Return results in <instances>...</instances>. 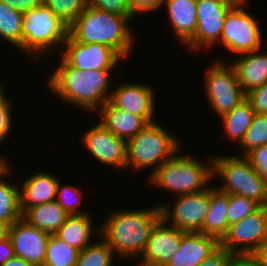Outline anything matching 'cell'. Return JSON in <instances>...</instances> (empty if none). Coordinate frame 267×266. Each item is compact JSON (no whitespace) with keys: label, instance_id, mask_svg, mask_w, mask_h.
<instances>
[{"label":"cell","instance_id":"1","mask_svg":"<svg viewBox=\"0 0 267 266\" xmlns=\"http://www.w3.org/2000/svg\"><path fill=\"white\" fill-rule=\"evenodd\" d=\"M55 69L49 76L47 87L70 106H77L89 113L98 112L109 101L112 92L111 71L79 70L62 57Z\"/></svg>","mask_w":267,"mask_h":266},{"label":"cell","instance_id":"2","mask_svg":"<svg viewBox=\"0 0 267 266\" xmlns=\"http://www.w3.org/2000/svg\"><path fill=\"white\" fill-rule=\"evenodd\" d=\"M100 226V235L119 259H137L144 252L150 232L161 218L159 206L111 212ZM103 236V237H102Z\"/></svg>","mask_w":267,"mask_h":266},{"label":"cell","instance_id":"3","mask_svg":"<svg viewBox=\"0 0 267 266\" xmlns=\"http://www.w3.org/2000/svg\"><path fill=\"white\" fill-rule=\"evenodd\" d=\"M128 22H131L128 17L87 6L69 26V34L80 43L107 45L125 60L132 52L135 38Z\"/></svg>","mask_w":267,"mask_h":266},{"label":"cell","instance_id":"4","mask_svg":"<svg viewBox=\"0 0 267 266\" xmlns=\"http://www.w3.org/2000/svg\"><path fill=\"white\" fill-rule=\"evenodd\" d=\"M213 158L208 163L178 151L171 159L165 161L151 172L148 181L174 195L198 193L207 189L213 178ZM206 163V164H204ZM208 183V184H207Z\"/></svg>","mask_w":267,"mask_h":266},{"label":"cell","instance_id":"5","mask_svg":"<svg viewBox=\"0 0 267 266\" xmlns=\"http://www.w3.org/2000/svg\"><path fill=\"white\" fill-rule=\"evenodd\" d=\"M68 35L69 26L45 4L23 13L22 53L38 57L37 61L54 47L61 52Z\"/></svg>","mask_w":267,"mask_h":266},{"label":"cell","instance_id":"6","mask_svg":"<svg viewBox=\"0 0 267 266\" xmlns=\"http://www.w3.org/2000/svg\"><path fill=\"white\" fill-rule=\"evenodd\" d=\"M173 134L158 122L150 123L127 141V164L134 171L152 168V172L179 150L180 144Z\"/></svg>","mask_w":267,"mask_h":266},{"label":"cell","instance_id":"7","mask_svg":"<svg viewBox=\"0 0 267 266\" xmlns=\"http://www.w3.org/2000/svg\"><path fill=\"white\" fill-rule=\"evenodd\" d=\"M212 158L213 178L218 175L224 182L217 187L219 190L244 196L254 200L260 206H267V183L245 156L216 155Z\"/></svg>","mask_w":267,"mask_h":266},{"label":"cell","instance_id":"8","mask_svg":"<svg viewBox=\"0 0 267 266\" xmlns=\"http://www.w3.org/2000/svg\"><path fill=\"white\" fill-rule=\"evenodd\" d=\"M246 3L247 0L237 2L227 12L223 24L220 44L235 55L260 49L264 41L258 21L245 10Z\"/></svg>","mask_w":267,"mask_h":266},{"label":"cell","instance_id":"9","mask_svg":"<svg viewBox=\"0 0 267 266\" xmlns=\"http://www.w3.org/2000/svg\"><path fill=\"white\" fill-rule=\"evenodd\" d=\"M216 60L206 71L204 88L211 110L221 117L246 99L231 64Z\"/></svg>","mask_w":267,"mask_h":266},{"label":"cell","instance_id":"10","mask_svg":"<svg viewBox=\"0 0 267 266\" xmlns=\"http://www.w3.org/2000/svg\"><path fill=\"white\" fill-rule=\"evenodd\" d=\"M173 207L163 203L161 218L183 232H200L210 207V185L198 193L176 196ZM173 208V209H172Z\"/></svg>","mask_w":267,"mask_h":266},{"label":"cell","instance_id":"11","mask_svg":"<svg viewBox=\"0 0 267 266\" xmlns=\"http://www.w3.org/2000/svg\"><path fill=\"white\" fill-rule=\"evenodd\" d=\"M267 240V206L229 226L220 246L231 254H253ZM240 247V248H239Z\"/></svg>","mask_w":267,"mask_h":266},{"label":"cell","instance_id":"12","mask_svg":"<svg viewBox=\"0 0 267 266\" xmlns=\"http://www.w3.org/2000/svg\"><path fill=\"white\" fill-rule=\"evenodd\" d=\"M236 3L235 0H196L197 28L186 47L196 52L220 42L226 14Z\"/></svg>","mask_w":267,"mask_h":266},{"label":"cell","instance_id":"13","mask_svg":"<svg viewBox=\"0 0 267 266\" xmlns=\"http://www.w3.org/2000/svg\"><path fill=\"white\" fill-rule=\"evenodd\" d=\"M61 57L72 67L79 70L113 71L124 59L111 47L100 43H80L70 34L63 43Z\"/></svg>","mask_w":267,"mask_h":266},{"label":"cell","instance_id":"14","mask_svg":"<svg viewBox=\"0 0 267 266\" xmlns=\"http://www.w3.org/2000/svg\"><path fill=\"white\" fill-rule=\"evenodd\" d=\"M95 124L85 131L82 145L101 164L126 169L127 141L116 137L100 122Z\"/></svg>","mask_w":267,"mask_h":266},{"label":"cell","instance_id":"15","mask_svg":"<svg viewBox=\"0 0 267 266\" xmlns=\"http://www.w3.org/2000/svg\"><path fill=\"white\" fill-rule=\"evenodd\" d=\"M8 237L15 256L32 266H43L50 234L39 230L21 218L8 228Z\"/></svg>","mask_w":267,"mask_h":266},{"label":"cell","instance_id":"16","mask_svg":"<svg viewBox=\"0 0 267 266\" xmlns=\"http://www.w3.org/2000/svg\"><path fill=\"white\" fill-rule=\"evenodd\" d=\"M113 89L109 102L116 108L143 117L149 124L156 122L155 91L147 84L126 82Z\"/></svg>","mask_w":267,"mask_h":266},{"label":"cell","instance_id":"17","mask_svg":"<svg viewBox=\"0 0 267 266\" xmlns=\"http://www.w3.org/2000/svg\"><path fill=\"white\" fill-rule=\"evenodd\" d=\"M182 231L160 218L153 226L146 248L140 256V266H166L177 252Z\"/></svg>","mask_w":267,"mask_h":266},{"label":"cell","instance_id":"18","mask_svg":"<svg viewBox=\"0 0 267 266\" xmlns=\"http://www.w3.org/2000/svg\"><path fill=\"white\" fill-rule=\"evenodd\" d=\"M220 247V240L200 232H183L177 252L166 266H198Z\"/></svg>","mask_w":267,"mask_h":266},{"label":"cell","instance_id":"19","mask_svg":"<svg viewBox=\"0 0 267 266\" xmlns=\"http://www.w3.org/2000/svg\"><path fill=\"white\" fill-rule=\"evenodd\" d=\"M42 170L25 178L20 190V208L24 214L29 208L56 200L59 178Z\"/></svg>","mask_w":267,"mask_h":266},{"label":"cell","instance_id":"20","mask_svg":"<svg viewBox=\"0 0 267 266\" xmlns=\"http://www.w3.org/2000/svg\"><path fill=\"white\" fill-rule=\"evenodd\" d=\"M259 50L241 54L232 63L230 61L245 94L262 86L267 81V52H259Z\"/></svg>","mask_w":267,"mask_h":266},{"label":"cell","instance_id":"21","mask_svg":"<svg viewBox=\"0 0 267 266\" xmlns=\"http://www.w3.org/2000/svg\"><path fill=\"white\" fill-rule=\"evenodd\" d=\"M175 37L184 45L195 35L197 28L196 0H163Z\"/></svg>","mask_w":267,"mask_h":266},{"label":"cell","instance_id":"22","mask_svg":"<svg viewBox=\"0 0 267 266\" xmlns=\"http://www.w3.org/2000/svg\"><path fill=\"white\" fill-rule=\"evenodd\" d=\"M100 123L116 137L125 141L133 138L149 123L141 116L131 114L114 107L109 101L98 110Z\"/></svg>","mask_w":267,"mask_h":266},{"label":"cell","instance_id":"23","mask_svg":"<svg viewBox=\"0 0 267 266\" xmlns=\"http://www.w3.org/2000/svg\"><path fill=\"white\" fill-rule=\"evenodd\" d=\"M91 217L89 213L69 215L55 235L66 244L82 251L93 243L91 238L94 232L100 235V227L97 230L93 227Z\"/></svg>","mask_w":267,"mask_h":266},{"label":"cell","instance_id":"24","mask_svg":"<svg viewBox=\"0 0 267 266\" xmlns=\"http://www.w3.org/2000/svg\"><path fill=\"white\" fill-rule=\"evenodd\" d=\"M229 194L219 190L216 186L210 187V207L200 233L211 235L219 240L227 233Z\"/></svg>","mask_w":267,"mask_h":266},{"label":"cell","instance_id":"25","mask_svg":"<svg viewBox=\"0 0 267 266\" xmlns=\"http://www.w3.org/2000/svg\"><path fill=\"white\" fill-rule=\"evenodd\" d=\"M68 216L69 214L55 200L29 208L23 214V219L51 235L58 231Z\"/></svg>","mask_w":267,"mask_h":266},{"label":"cell","instance_id":"26","mask_svg":"<svg viewBox=\"0 0 267 266\" xmlns=\"http://www.w3.org/2000/svg\"><path fill=\"white\" fill-rule=\"evenodd\" d=\"M10 164L0 170V221L8 227L23 218L20 208V190L14 184L8 182L6 175L11 173Z\"/></svg>","mask_w":267,"mask_h":266},{"label":"cell","instance_id":"27","mask_svg":"<svg viewBox=\"0 0 267 266\" xmlns=\"http://www.w3.org/2000/svg\"><path fill=\"white\" fill-rule=\"evenodd\" d=\"M253 115L254 111L247 99L235 106L230 112L222 115L220 120L223 122L227 137L236 141L239 145L251 125Z\"/></svg>","mask_w":267,"mask_h":266},{"label":"cell","instance_id":"28","mask_svg":"<svg viewBox=\"0 0 267 266\" xmlns=\"http://www.w3.org/2000/svg\"><path fill=\"white\" fill-rule=\"evenodd\" d=\"M23 13L0 1V37L22 52Z\"/></svg>","mask_w":267,"mask_h":266},{"label":"cell","instance_id":"29","mask_svg":"<svg viewBox=\"0 0 267 266\" xmlns=\"http://www.w3.org/2000/svg\"><path fill=\"white\" fill-rule=\"evenodd\" d=\"M78 254L79 250L66 244L55 234H51L43 266H76Z\"/></svg>","mask_w":267,"mask_h":266},{"label":"cell","instance_id":"30","mask_svg":"<svg viewBox=\"0 0 267 266\" xmlns=\"http://www.w3.org/2000/svg\"><path fill=\"white\" fill-rule=\"evenodd\" d=\"M115 253L101 238L79 251L76 266H113Z\"/></svg>","mask_w":267,"mask_h":266},{"label":"cell","instance_id":"31","mask_svg":"<svg viewBox=\"0 0 267 266\" xmlns=\"http://www.w3.org/2000/svg\"><path fill=\"white\" fill-rule=\"evenodd\" d=\"M267 144V114L254 113L251 125L245 132L239 148L245 156L250 150Z\"/></svg>","mask_w":267,"mask_h":266},{"label":"cell","instance_id":"32","mask_svg":"<svg viewBox=\"0 0 267 266\" xmlns=\"http://www.w3.org/2000/svg\"><path fill=\"white\" fill-rule=\"evenodd\" d=\"M44 4L70 26L86 9V0H44Z\"/></svg>","mask_w":267,"mask_h":266},{"label":"cell","instance_id":"33","mask_svg":"<svg viewBox=\"0 0 267 266\" xmlns=\"http://www.w3.org/2000/svg\"><path fill=\"white\" fill-rule=\"evenodd\" d=\"M59 180L57 185L56 201L69 214H87L85 211H80L77 207L80 206L83 198V191L76 186L64 185Z\"/></svg>","mask_w":267,"mask_h":266},{"label":"cell","instance_id":"34","mask_svg":"<svg viewBox=\"0 0 267 266\" xmlns=\"http://www.w3.org/2000/svg\"><path fill=\"white\" fill-rule=\"evenodd\" d=\"M260 205L252 199L236 194H229V205L227 213L228 225L242 220L247 215L256 211Z\"/></svg>","mask_w":267,"mask_h":266},{"label":"cell","instance_id":"35","mask_svg":"<svg viewBox=\"0 0 267 266\" xmlns=\"http://www.w3.org/2000/svg\"><path fill=\"white\" fill-rule=\"evenodd\" d=\"M87 6L97 8L113 14L128 17L133 20L127 0H86Z\"/></svg>","mask_w":267,"mask_h":266},{"label":"cell","instance_id":"36","mask_svg":"<svg viewBox=\"0 0 267 266\" xmlns=\"http://www.w3.org/2000/svg\"><path fill=\"white\" fill-rule=\"evenodd\" d=\"M245 157L249 160L254 170L267 183V144L250 150Z\"/></svg>","mask_w":267,"mask_h":266},{"label":"cell","instance_id":"37","mask_svg":"<svg viewBox=\"0 0 267 266\" xmlns=\"http://www.w3.org/2000/svg\"><path fill=\"white\" fill-rule=\"evenodd\" d=\"M6 94L0 99V143H4L12 129V105Z\"/></svg>","mask_w":267,"mask_h":266},{"label":"cell","instance_id":"38","mask_svg":"<svg viewBox=\"0 0 267 266\" xmlns=\"http://www.w3.org/2000/svg\"><path fill=\"white\" fill-rule=\"evenodd\" d=\"M254 113L267 114V81L260 87L246 94Z\"/></svg>","mask_w":267,"mask_h":266},{"label":"cell","instance_id":"39","mask_svg":"<svg viewBox=\"0 0 267 266\" xmlns=\"http://www.w3.org/2000/svg\"><path fill=\"white\" fill-rule=\"evenodd\" d=\"M132 15L138 13H151L163 6V0H127Z\"/></svg>","mask_w":267,"mask_h":266},{"label":"cell","instance_id":"40","mask_svg":"<svg viewBox=\"0 0 267 266\" xmlns=\"http://www.w3.org/2000/svg\"><path fill=\"white\" fill-rule=\"evenodd\" d=\"M231 253L220 246L208 258L203 260L198 266H226Z\"/></svg>","mask_w":267,"mask_h":266},{"label":"cell","instance_id":"41","mask_svg":"<svg viewBox=\"0 0 267 266\" xmlns=\"http://www.w3.org/2000/svg\"><path fill=\"white\" fill-rule=\"evenodd\" d=\"M6 5L10 6L14 10L20 11L22 13L33 10L38 6L44 5V0H0Z\"/></svg>","mask_w":267,"mask_h":266},{"label":"cell","instance_id":"42","mask_svg":"<svg viewBox=\"0 0 267 266\" xmlns=\"http://www.w3.org/2000/svg\"><path fill=\"white\" fill-rule=\"evenodd\" d=\"M226 266H260L253 254H231Z\"/></svg>","mask_w":267,"mask_h":266},{"label":"cell","instance_id":"43","mask_svg":"<svg viewBox=\"0 0 267 266\" xmlns=\"http://www.w3.org/2000/svg\"><path fill=\"white\" fill-rule=\"evenodd\" d=\"M15 256L14 248L10 238L7 236L0 241V266Z\"/></svg>","mask_w":267,"mask_h":266},{"label":"cell","instance_id":"44","mask_svg":"<svg viewBox=\"0 0 267 266\" xmlns=\"http://www.w3.org/2000/svg\"><path fill=\"white\" fill-rule=\"evenodd\" d=\"M253 255L258 260L260 266H267V240L256 249Z\"/></svg>","mask_w":267,"mask_h":266},{"label":"cell","instance_id":"45","mask_svg":"<svg viewBox=\"0 0 267 266\" xmlns=\"http://www.w3.org/2000/svg\"><path fill=\"white\" fill-rule=\"evenodd\" d=\"M2 266H32V265L20 257L14 256V257L10 258Z\"/></svg>","mask_w":267,"mask_h":266},{"label":"cell","instance_id":"46","mask_svg":"<svg viewBox=\"0 0 267 266\" xmlns=\"http://www.w3.org/2000/svg\"><path fill=\"white\" fill-rule=\"evenodd\" d=\"M8 226L0 221V241L8 236Z\"/></svg>","mask_w":267,"mask_h":266},{"label":"cell","instance_id":"47","mask_svg":"<svg viewBox=\"0 0 267 266\" xmlns=\"http://www.w3.org/2000/svg\"><path fill=\"white\" fill-rule=\"evenodd\" d=\"M8 162L5 159H0V170L4 168Z\"/></svg>","mask_w":267,"mask_h":266},{"label":"cell","instance_id":"48","mask_svg":"<svg viewBox=\"0 0 267 266\" xmlns=\"http://www.w3.org/2000/svg\"><path fill=\"white\" fill-rule=\"evenodd\" d=\"M2 83L0 84V99L5 95L4 88L2 87Z\"/></svg>","mask_w":267,"mask_h":266}]
</instances>
